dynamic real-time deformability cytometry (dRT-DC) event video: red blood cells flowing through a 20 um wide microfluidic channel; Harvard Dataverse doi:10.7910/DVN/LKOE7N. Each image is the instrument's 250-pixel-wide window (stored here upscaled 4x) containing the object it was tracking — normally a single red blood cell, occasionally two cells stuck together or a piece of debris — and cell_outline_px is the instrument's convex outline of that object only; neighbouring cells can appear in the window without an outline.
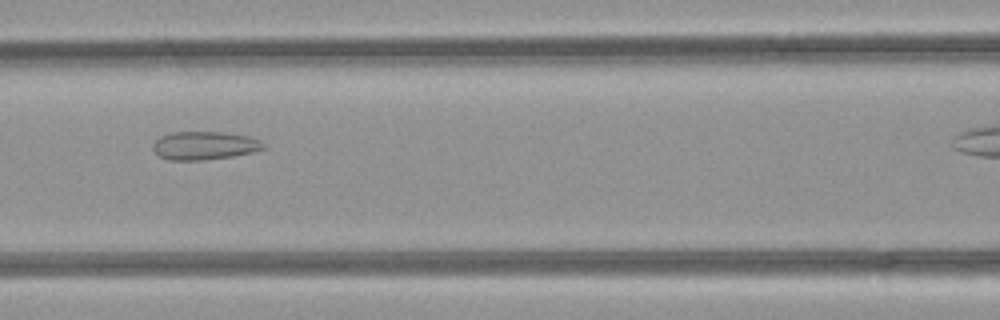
{"species": "common noctule bat (a hibernating species)", "species_latin": "Nyctalus noctula", "temperature_condition": "room temperature", "stored_images_in_passage": 33, "camera_frame_rate_fps": 3000, "um_per_image_px": 0.085, "animal": {"sex": "female", "body_mass_g": 21.9}, "frame": {"image": 1, "passage_image": 14, "time_ms": 4.333, "image_size_px": [1000, 320], "cell_outline_px": [[264, 148], [252, 152], [232, 156], [204, 160], [168, 160], [160, 156], [152, 148], [152, 144], [160, 136], [172, 132], [220, 132], [248, 136], [260, 140], [264, 144]], "centroid_in_image_um": [17.35, 12.37], "position_along_channel_um": 149.3, "area_um2": 18.09}}
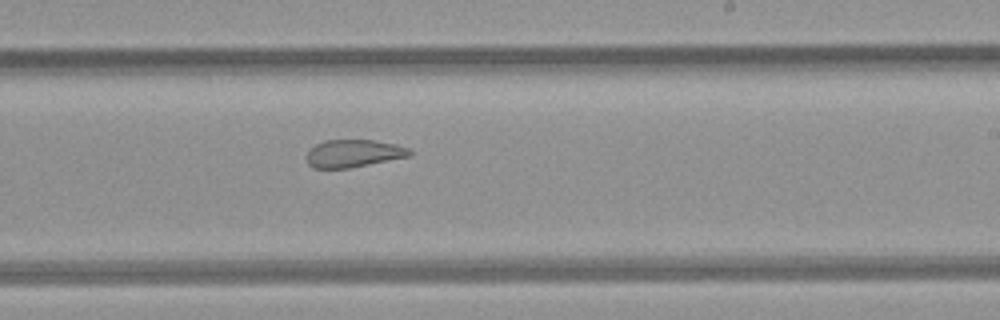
{"frame": {"image": 2, "passage_image": 22, "time_ms": 7.0, "image_size_px": [1000, 320], "cell_outline_px": [[412, 156], [348, 168], [312, 168], [308, 164], [304, 156], [316, 144], [324, 140], [372, 140], [396, 144], [408, 148], [412, 152]], "centroid_in_image_um": [30.04, 13.04], "position_along_channel_um": 259.0, "area_um2": 16.65}}
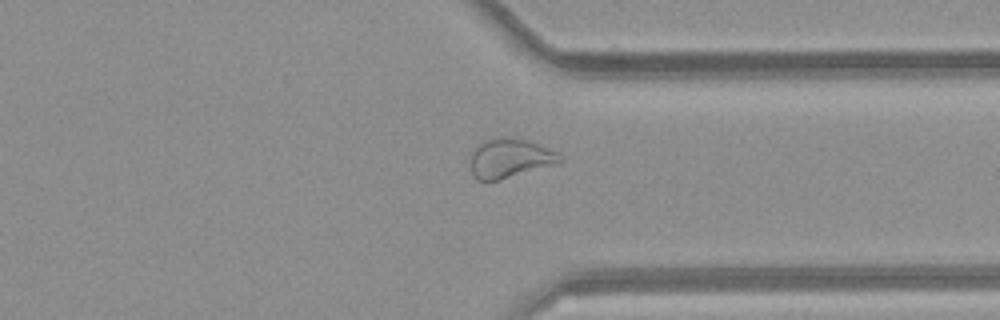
{"frame": {"image": 3, "passage_image": 30, "time_ms": 9.667, "image_size_px": [1000, 320], "cell_outline_px": [[564, 160], [496, 180], [476, 180], [472, 172], [472, 152], [476, 144], [484, 140], [524, 140], [536, 144], [556, 152]], "centroid_in_image_um": [43.27, 13.47], "position_along_channel_um": 368.1, "area_um2": 18.96}}